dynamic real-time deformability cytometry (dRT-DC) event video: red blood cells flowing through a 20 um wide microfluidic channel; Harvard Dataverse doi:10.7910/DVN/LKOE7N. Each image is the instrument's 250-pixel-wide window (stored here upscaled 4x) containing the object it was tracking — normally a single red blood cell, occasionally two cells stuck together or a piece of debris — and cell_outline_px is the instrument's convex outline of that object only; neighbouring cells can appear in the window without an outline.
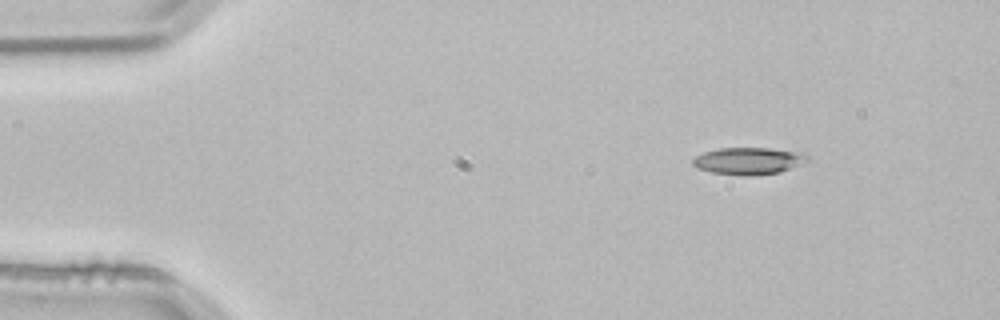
{"species": "common noctule bat (a hibernating species)", "species_latin": "Nyctalus noctula", "temperature_condition": "room temperature", "stored_images_in_passage": 3, "camera_frame_rate_fps": 3000, "um_per_image_px": 0.085, "animal": {"sex": "male", "body_mass_g": 21.5, "forearm_length_mm": 52.0}, "frame": {"image": 1, "passage_image": 1, "time_ms": 0.0, "image_size_px": [1000, 320], "cell_outline_px": [[808, 160], [780, 172], [752, 176], [740, 176], [712, 172], [696, 168], [692, 164], [692, 160], [696, 156], [704, 152], [720, 148], [768, 148], [792, 152], [808, 156]], "centroid_in_image_um": [63.53, 13.69], "position_along_channel_um": 21.5, "area_um2": 17.74}}
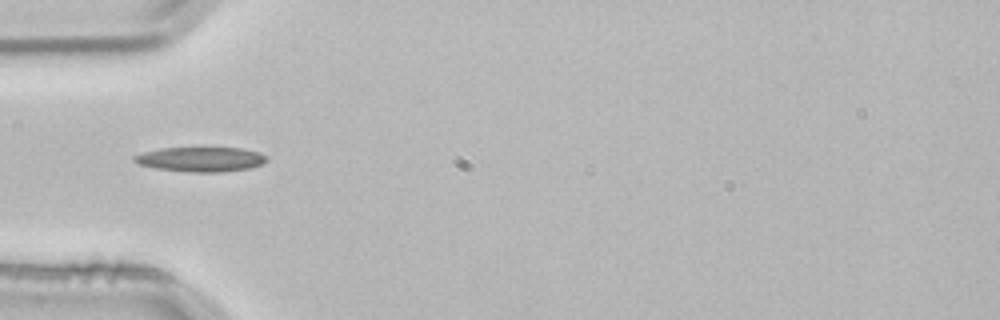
{"frame": {"image": 2, "passage_image": 3, "time_ms": 0.667, "image_size_px": [1000, 320], "cell_outline_px": [[268, 160], [260, 164], [248, 168], [220, 172], [188, 172], [156, 168], [136, 164], [132, 160], [132, 156], [144, 152], [164, 148], [244, 148], [260, 152], [268, 156]], "centroid_in_image_um": [17.06, 13.54], "position_along_channel_um": 67.9, "area_um2": 19.07}}